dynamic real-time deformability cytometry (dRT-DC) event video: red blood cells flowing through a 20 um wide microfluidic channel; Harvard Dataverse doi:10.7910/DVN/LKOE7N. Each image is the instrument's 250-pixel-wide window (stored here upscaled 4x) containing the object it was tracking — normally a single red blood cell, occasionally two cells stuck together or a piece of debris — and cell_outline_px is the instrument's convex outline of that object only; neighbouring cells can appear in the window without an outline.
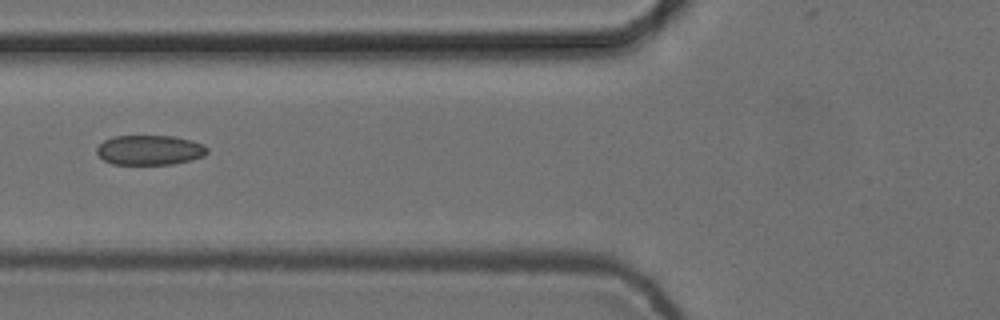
{"species": "common noctule bat (a hibernating species)", "species_latin": "Nyctalus noctula", "temperature_condition": "cold", "stored_images_in_passage": 4, "camera_frame_rate_fps": 3000, "um_per_image_px": 0.085, "animal": {"sex": "female", "body_mass_g": 24.6, "forearm_length_mm": 56.2}, "frame": {"image": 1, "passage_image": 4, "time_ms": 1.0, "image_size_px": [1000, 320], "cell_outline_px": [[208, 152], [204, 156], [192, 160], [172, 164], [112, 164], [104, 160], [96, 152], [96, 148], [104, 140], [112, 136], [172, 136], [192, 140], [204, 144], [208, 148]], "centroid_in_image_um": [12.74, 12.75], "position_along_channel_um": 113.1, "area_um2": 19.31}}